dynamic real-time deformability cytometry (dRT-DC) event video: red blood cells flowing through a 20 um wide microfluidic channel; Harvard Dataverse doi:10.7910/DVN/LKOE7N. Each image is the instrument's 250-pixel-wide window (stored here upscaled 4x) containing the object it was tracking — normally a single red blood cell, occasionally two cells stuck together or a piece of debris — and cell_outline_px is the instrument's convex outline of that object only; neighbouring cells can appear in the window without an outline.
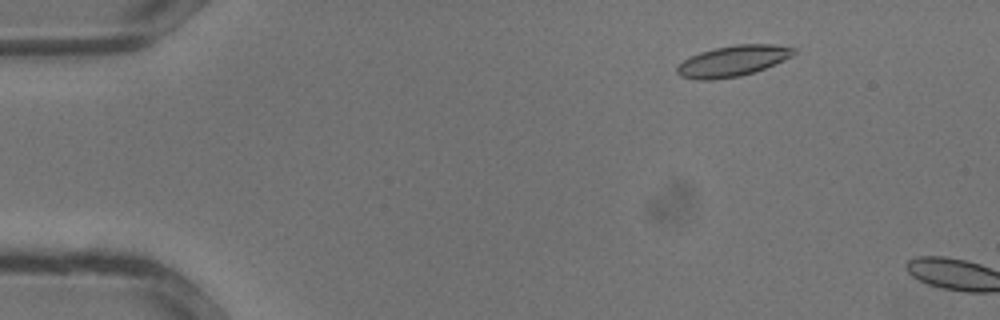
{"species": "common noctule bat (a hibernating species)", "species_latin": "Nyctalus noctula", "temperature_condition": "warm", "stored_images_in_passage": 7, "camera_frame_rate_fps": 3000, "um_per_image_px": 0.085, "animal": {"sex": "male", "body_mass_g": 13.3}, "frame": {"image": 1, "passage_image": 5, "time_ms": 1.333, "image_size_px": [1000, 320], "cell_outline_px": [[796, 52], [792, 56], [784, 60], [764, 68], [740, 76], [712, 80], [696, 80], [680, 76], [676, 72], [676, 68], [684, 60], [700, 52], [716, 48], [736, 44], [772, 44], [796, 48]], "centroid_in_image_um": [62.28, 5.18], "position_along_channel_um": 22.7, "area_um2": 20.81}}